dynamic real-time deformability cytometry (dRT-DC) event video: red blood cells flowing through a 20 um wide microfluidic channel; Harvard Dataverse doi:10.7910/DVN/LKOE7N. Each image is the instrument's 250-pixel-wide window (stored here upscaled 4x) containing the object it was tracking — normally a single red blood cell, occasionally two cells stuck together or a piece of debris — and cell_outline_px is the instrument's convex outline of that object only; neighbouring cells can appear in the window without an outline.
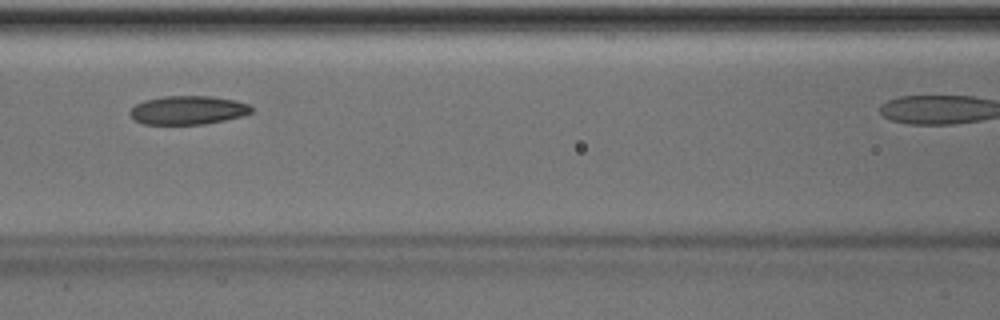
{"species": "Egyptian fruit bat (a non-hibernating species)", "species_latin": "Rousettus aegyptiacus", "temperature_condition": "room temperature", "stored_images_in_passage": 6, "camera_frame_rate_fps": 3000, "um_per_image_px": 0.085, "animal": {"sex": "male"}, "frame": {"image": 1, "passage_image": 5, "time_ms": 4.667, "image_size_px": [1000, 320], "cell_outline_px": [[252, 112], [244, 116], [204, 124], [144, 124], [132, 120], [128, 112], [136, 104], [144, 100], [164, 96], [212, 96], [236, 100], [248, 104], [252, 108]], "centroid_in_image_um": [15.96, 9.36], "position_along_channel_um": 150.6, "area_um2": 20.46}}